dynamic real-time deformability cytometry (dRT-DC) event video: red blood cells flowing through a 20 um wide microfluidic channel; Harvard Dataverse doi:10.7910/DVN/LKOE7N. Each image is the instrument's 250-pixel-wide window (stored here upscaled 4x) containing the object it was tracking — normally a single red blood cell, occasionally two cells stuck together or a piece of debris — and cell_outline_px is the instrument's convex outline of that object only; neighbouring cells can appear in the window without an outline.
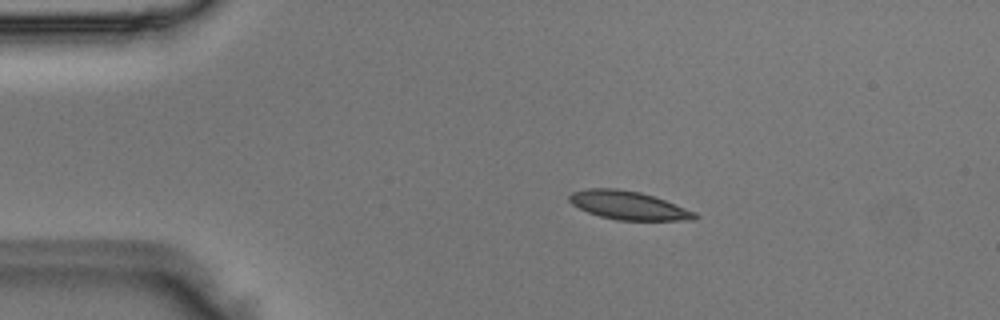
{"species": "Egyptian fruit bat (a non-hibernating species)", "species_latin": "Rousettus aegyptiacus", "temperature_condition": "room temperature", "stored_images_in_passage": 5, "camera_frame_rate_fps": 3000, "um_per_image_px": 0.085, "animal": {"sex": "male"}, "frame": {"image": 1, "passage_image": 1, "time_ms": 0.0, "image_size_px": [1000, 320], "cell_outline_px": [[700, 216], [696, 220], [616, 220], [600, 216], [588, 212], [572, 204], [568, 200], [568, 196], [572, 192], [588, 188], [616, 188], [640, 192], [664, 200], [696, 212]], "centroid_in_image_um": [53.41, 17.46], "position_along_channel_um": 31.6, "area_um2": 20.75}}
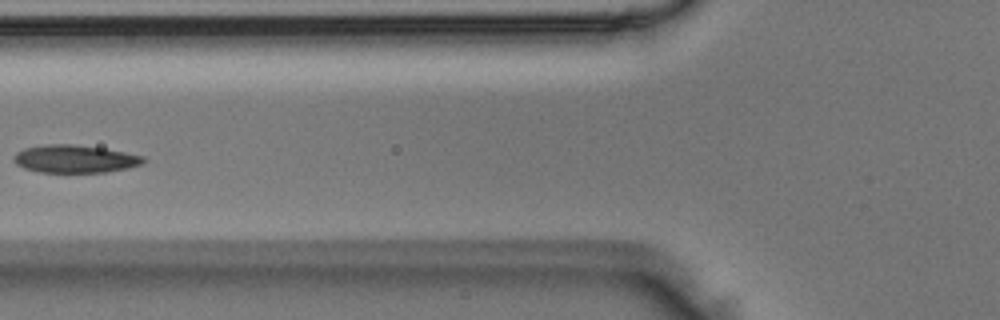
{"frame": {"image": 2, "passage_image": 4, "time_ms": 1.0, "image_size_px": [1000, 320], "cell_outline_px": [[148, 160], [140, 164], [128, 168], [104, 172], [40, 172], [24, 168], [16, 164], [12, 160], [12, 156], [16, 152], [24, 148], [48, 144], [72, 144], [104, 148], [144, 156]], "centroid_in_image_um": [6.34, 13.5], "position_along_channel_um": 119.5, "area_um2": 21.04}}
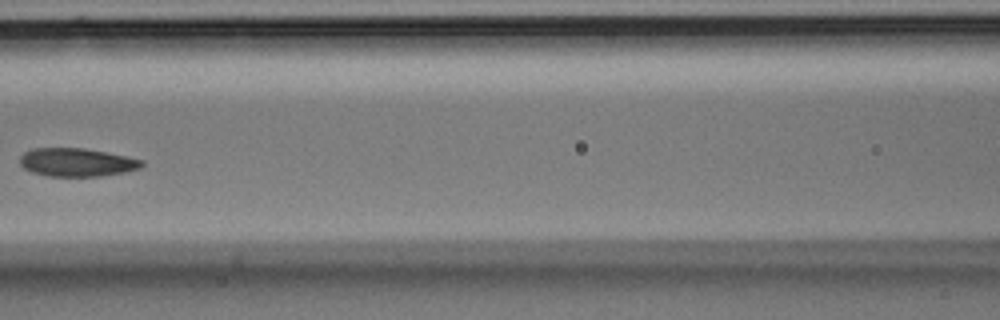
{"frame": {"image": 3, "passage_image": 5, "time_ms": 1.333, "image_size_px": [1000, 320], "cell_outline_px": [[144, 164], [140, 168], [124, 172], [100, 176], [48, 176], [32, 172], [24, 168], [20, 164], [20, 156], [24, 152], [32, 148], [84, 148], [108, 152], [128, 156], [144, 160]], "centroid_in_image_um": [6.54, 13.79], "position_along_channel_um": 160.1, "area_um2": 20.23}}